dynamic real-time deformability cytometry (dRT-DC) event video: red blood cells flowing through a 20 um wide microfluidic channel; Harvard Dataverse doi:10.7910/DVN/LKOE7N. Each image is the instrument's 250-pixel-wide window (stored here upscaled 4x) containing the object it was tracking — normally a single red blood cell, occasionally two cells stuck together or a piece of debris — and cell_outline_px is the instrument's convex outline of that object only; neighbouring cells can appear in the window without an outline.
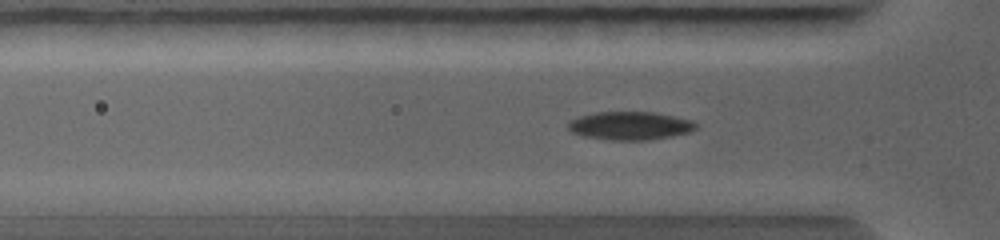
{"species": "common noctule bat (a hibernating species)", "species_latin": "Nyctalus noctula", "temperature_condition": "warm", "stored_images_in_passage": 34, "camera_frame_rate_fps": 5000, "um_per_image_px": 0.085, "animal": {"sex": "female", "body_mass_g": 19.0, "forearm_length_mm": 56.7}, "frame": {"image": 1, "passage_image": 8, "time_ms": 1.8, "image_size_px": [1000, 240], "cell_outline_px": [[696, 128], [688, 132], [672, 136], [648, 140], [612, 140], [584, 136], [572, 132], [568, 128], [568, 120], [580, 116], [596, 112], [652, 112], [692, 120], [696, 124]], "centroid_in_image_um": [53.52, 10.68], "position_along_channel_um": 72.3, "area_um2": 20.87}}
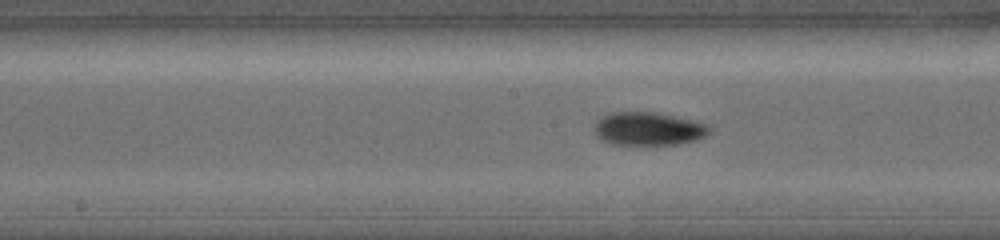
{"frame": {"image": 2, "passage_image": 16, "time_ms": 3.8, "image_size_px": [1000, 240], "cell_outline_px": [[712, 128], [704, 136], [696, 140], [676, 144], [612, 144], [596, 136], [596, 120], [612, 112], [656, 112], [692, 120], [708, 124]], "centroid_in_image_um": [55.13, 10.94], "position_along_channel_um": 193.1, "area_um2": 21.96}}
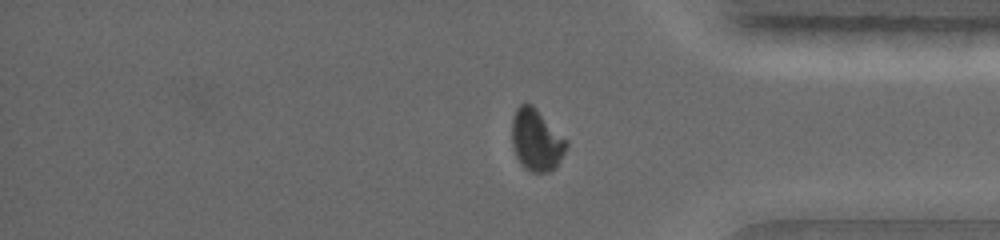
{"frame": {"image": 3, "passage_image": 30, "time_ms": 7.2, "image_size_px": [1000, 240], "cell_outline_px": [[568, 144], [556, 168], [548, 172], [532, 172], [524, 168], [520, 164], [516, 156], [512, 144], [512, 116], [516, 108], [520, 104], [532, 104], [568, 140]], "centroid_in_image_um": [45.59, 11.91], "position_along_channel_um": 389.6, "area_um2": 19.77}}